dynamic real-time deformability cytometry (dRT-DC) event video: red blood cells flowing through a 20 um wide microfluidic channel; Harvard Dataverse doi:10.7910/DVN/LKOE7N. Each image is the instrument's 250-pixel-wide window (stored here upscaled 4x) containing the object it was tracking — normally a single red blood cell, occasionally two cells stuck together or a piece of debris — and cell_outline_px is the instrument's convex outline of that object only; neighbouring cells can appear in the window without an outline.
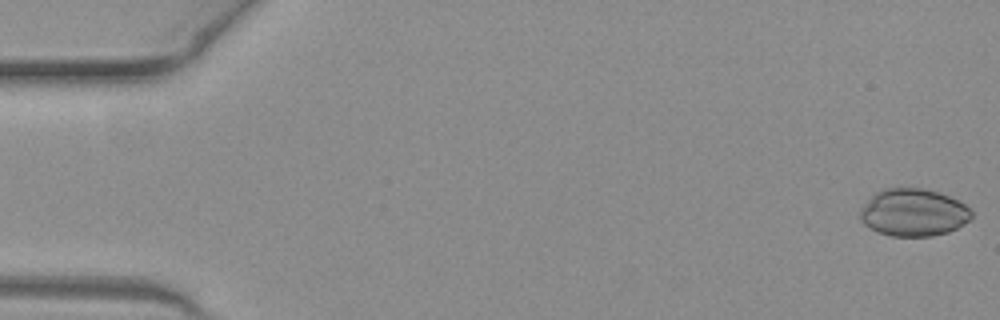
{"species": "common noctule bat (a hibernating species)", "species_latin": "Nyctalus noctula", "temperature_condition": "warm", "stored_images_in_passage": 13, "camera_frame_rate_fps": 3000, "um_per_image_px": 0.085, "animal": {"sex": "female", "body_mass_g": 19.3, "forearm_length_mm": 54.1}, "frame": {"image": 1, "passage_image": 1, "time_ms": 0.0, "image_size_px": [1000, 320], "cell_outline_px": [[972, 216], [964, 224], [948, 232], [932, 236], [892, 236], [876, 232], [864, 224], [860, 220], [860, 208], [876, 192], [884, 188], [924, 188], [940, 192], [960, 200], [972, 212]], "centroid_in_image_um": [77.64, 18.06], "position_along_channel_um": 7.4, "area_um2": 30.98}}
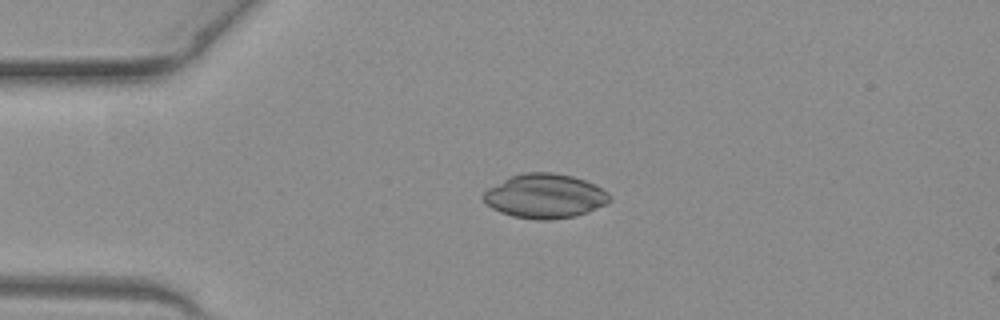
{"frame": {"image": 2, "passage_image": 12, "time_ms": 3.667, "image_size_px": [1000, 320], "cell_outline_px": [[612, 200], [588, 212], [576, 216], [548, 220], [536, 220], [512, 216], [500, 212], [492, 208], [484, 200], [484, 192], [488, 188], [512, 176], [524, 172], [552, 172], [572, 176], [596, 184], [608, 192], [612, 196]], "centroid_in_image_um": [46.36, 16.67], "position_along_channel_um": 38.6, "area_um2": 32.54}}